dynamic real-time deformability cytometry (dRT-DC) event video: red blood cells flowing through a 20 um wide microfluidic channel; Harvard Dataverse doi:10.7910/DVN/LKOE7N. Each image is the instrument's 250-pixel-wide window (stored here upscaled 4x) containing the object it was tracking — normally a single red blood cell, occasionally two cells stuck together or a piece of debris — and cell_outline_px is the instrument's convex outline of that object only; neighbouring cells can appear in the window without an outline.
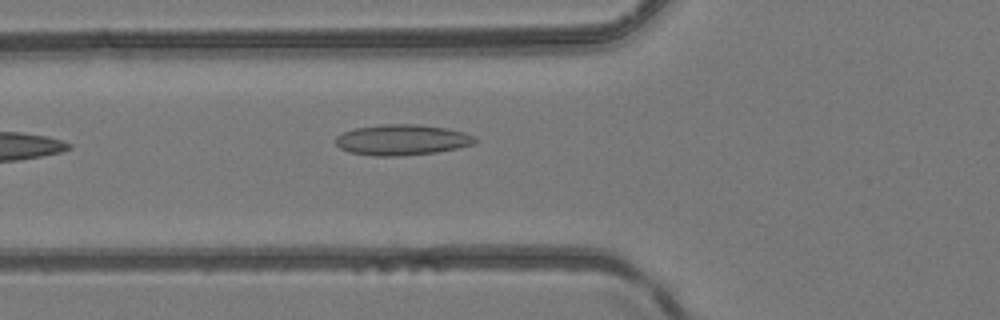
{"species": "common noctule bat (a hibernating species)", "species_latin": "Nyctalus noctula", "temperature_condition": "room temperature", "stored_images_in_passage": 3, "camera_frame_rate_fps": 3000, "um_per_image_px": 0.085, "animal": {"sex": "female", "body_mass_g": 24.6, "forearm_length_mm": 56.2}, "frame": {"image": 1, "passage_image": 3, "time_ms": 3.333, "image_size_px": [1000, 320], "cell_outline_px": [[476, 144], [436, 152], [400, 156], [376, 156], [348, 152], [340, 148], [336, 144], [336, 136], [344, 132], [356, 128], [384, 124], [416, 124], [448, 128], [464, 132], [476, 136]], "centroid_in_image_um": [34.19, 11.89], "position_along_channel_um": 91.6, "area_um2": 24.97}}